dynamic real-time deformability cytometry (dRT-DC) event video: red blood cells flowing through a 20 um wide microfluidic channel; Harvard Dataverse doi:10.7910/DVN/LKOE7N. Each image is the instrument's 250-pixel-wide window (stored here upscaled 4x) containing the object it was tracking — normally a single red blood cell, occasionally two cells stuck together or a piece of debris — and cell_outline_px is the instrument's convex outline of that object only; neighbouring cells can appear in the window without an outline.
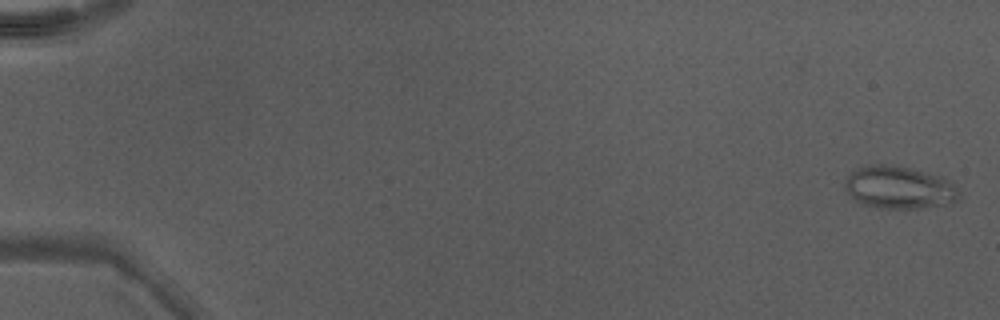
{"species": "Egyptian fruit bat (a non-hibernating species)", "species_latin": "Rousettus aegyptiacus", "temperature_condition": "warm", "stored_images_in_passage": 50, "camera_frame_rate_fps": 3000, "um_per_image_px": 0.085, "animal": {"sex": "male"}, "frame": {"image": 1, "passage_image": 2, "time_ms": 0.333, "image_size_px": [1000, 320], "cell_outline_px": [[960, 196], [944, 204], [920, 208], [888, 208], [864, 204], [856, 200], [844, 188], [844, 180], [852, 172], [860, 168], [876, 164], [880, 164], [908, 168], [940, 176], [948, 180], [960, 192]], "centroid_in_image_um": [76.4, 15.94], "position_along_channel_um": 8.6, "area_um2": 27.46}}
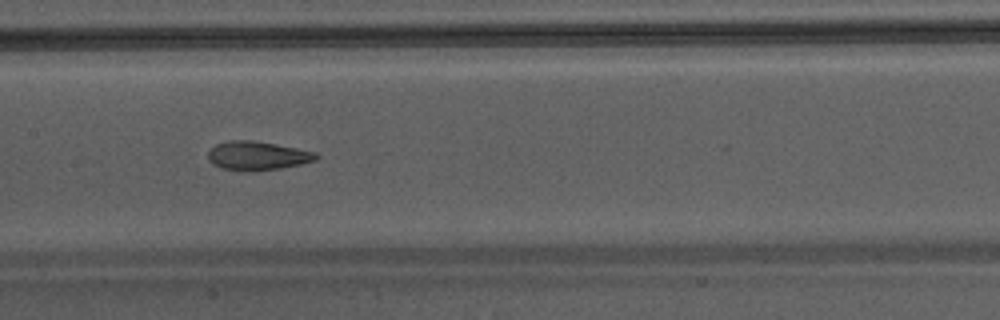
{"frame": {"image": 2, "passage_image": 27, "time_ms": 8.667, "image_size_px": [1000, 320], "cell_outline_px": [[320, 156], [316, 160], [300, 164], [280, 168], [220, 168], [208, 160], [208, 152], [216, 144], [228, 140], [252, 140], [296, 148], [316, 152]], "centroid_in_image_um": [21.89, 13.18], "position_along_channel_um": 185.5, "area_um2": 17.28}}
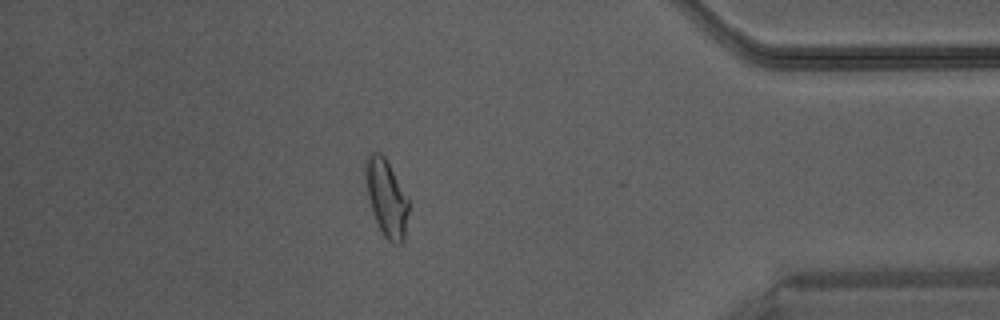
{"frame": {"image": 3, "passage_image": 44, "time_ms": 14.333, "image_size_px": [1000, 320], "cell_outline_px": [[408, 212], [404, 240], [400, 244], [392, 244], [384, 236], [372, 212], [368, 196], [364, 176], [364, 164], [368, 156], [372, 152], [380, 152], [384, 156], [408, 196]], "centroid_in_image_um": [32.84, 16.81], "position_along_channel_um": 402.4, "area_um2": 19.36}}